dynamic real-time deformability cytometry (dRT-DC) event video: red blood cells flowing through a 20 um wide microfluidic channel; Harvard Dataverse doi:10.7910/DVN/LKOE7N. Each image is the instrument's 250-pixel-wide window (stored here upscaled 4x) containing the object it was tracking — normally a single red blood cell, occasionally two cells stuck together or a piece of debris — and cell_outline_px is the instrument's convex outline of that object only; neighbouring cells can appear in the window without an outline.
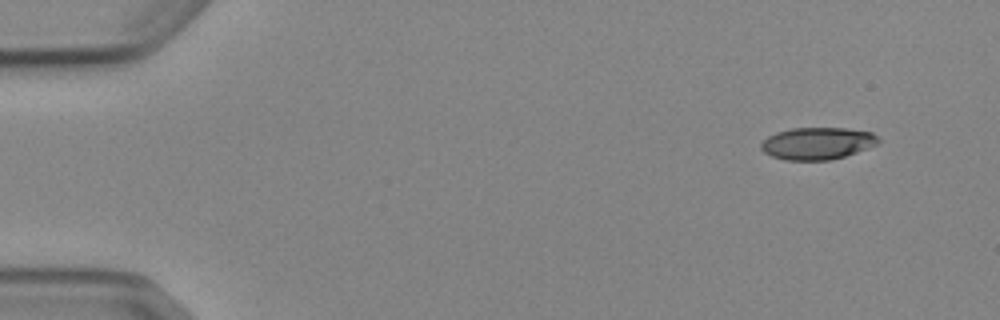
{"species": "Egyptian fruit bat (a non-hibernating species)", "species_latin": "Rousettus aegyptiacus", "temperature_condition": "cold", "stored_images_in_passage": 4, "camera_frame_rate_fps": 3000, "um_per_image_px": 0.085, "animal": {"sex": "female"}, "frame": {"image": 1, "passage_image": 1, "time_ms": 0.0, "image_size_px": [1000, 320], "cell_outline_px": [[880, 140], [876, 144], [868, 148], [844, 156], [828, 160], [784, 160], [772, 156], [764, 152], [760, 148], [760, 144], [768, 136], [776, 132], [792, 128], [844, 128], [872, 132]], "centroid_in_image_um": [69.45, 12.18], "position_along_channel_um": 15.6, "area_um2": 21.85}}
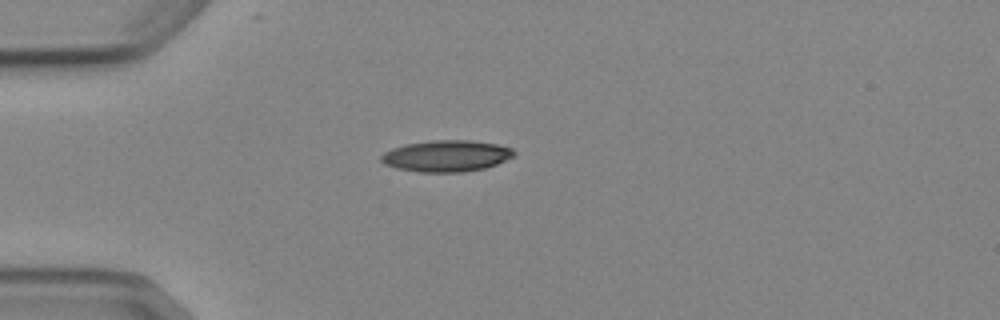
{"frame": {"image": 2, "passage_image": 4, "time_ms": 3.333, "image_size_px": [1000, 320], "cell_outline_px": [[516, 152], [512, 156], [496, 164], [484, 168], [460, 172], [420, 172], [396, 168], [384, 164], [380, 160], [380, 156], [384, 152], [392, 148], [404, 144], [432, 140], [468, 140], [496, 144], [512, 148]], "centroid_in_image_um": [37.9, 13.25], "position_along_channel_um": 47.1, "area_um2": 24.22}}